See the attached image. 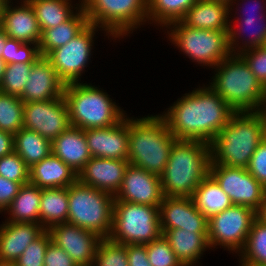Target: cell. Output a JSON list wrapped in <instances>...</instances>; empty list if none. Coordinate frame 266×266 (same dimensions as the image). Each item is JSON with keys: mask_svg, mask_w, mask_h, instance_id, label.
<instances>
[{"mask_svg": "<svg viewBox=\"0 0 266 266\" xmlns=\"http://www.w3.org/2000/svg\"><path fill=\"white\" fill-rule=\"evenodd\" d=\"M235 112L208 86L185 94L161 116L177 140L210 144Z\"/></svg>", "mask_w": 266, "mask_h": 266, "instance_id": "obj_1", "label": "cell"}, {"mask_svg": "<svg viewBox=\"0 0 266 266\" xmlns=\"http://www.w3.org/2000/svg\"><path fill=\"white\" fill-rule=\"evenodd\" d=\"M264 138L265 120L261 111L235 112L210 143V164L247 169Z\"/></svg>", "mask_w": 266, "mask_h": 266, "instance_id": "obj_2", "label": "cell"}, {"mask_svg": "<svg viewBox=\"0 0 266 266\" xmlns=\"http://www.w3.org/2000/svg\"><path fill=\"white\" fill-rule=\"evenodd\" d=\"M210 144L198 140H176L165 170L160 176L164 196L192 197L209 175Z\"/></svg>", "mask_w": 266, "mask_h": 266, "instance_id": "obj_3", "label": "cell"}, {"mask_svg": "<svg viewBox=\"0 0 266 266\" xmlns=\"http://www.w3.org/2000/svg\"><path fill=\"white\" fill-rule=\"evenodd\" d=\"M136 119H129V164L161 176L177 139L161 114Z\"/></svg>", "mask_w": 266, "mask_h": 266, "instance_id": "obj_4", "label": "cell"}, {"mask_svg": "<svg viewBox=\"0 0 266 266\" xmlns=\"http://www.w3.org/2000/svg\"><path fill=\"white\" fill-rule=\"evenodd\" d=\"M210 88L236 112L260 111L265 87L240 54H230L216 66Z\"/></svg>", "mask_w": 266, "mask_h": 266, "instance_id": "obj_5", "label": "cell"}, {"mask_svg": "<svg viewBox=\"0 0 266 266\" xmlns=\"http://www.w3.org/2000/svg\"><path fill=\"white\" fill-rule=\"evenodd\" d=\"M63 96L68 105L70 125L82 130L113 126L126 116L106 92L91 84H65Z\"/></svg>", "mask_w": 266, "mask_h": 266, "instance_id": "obj_6", "label": "cell"}, {"mask_svg": "<svg viewBox=\"0 0 266 266\" xmlns=\"http://www.w3.org/2000/svg\"><path fill=\"white\" fill-rule=\"evenodd\" d=\"M114 195L81 184L78 180L68 187L67 223L108 238L112 231Z\"/></svg>", "mask_w": 266, "mask_h": 266, "instance_id": "obj_7", "label": "cell"}, {"mask_svg": "<svg viewBox=\"0 0 266 266\" xmlns=\"http://www.w3.org/2000/svg\"><path fill=\"white\" fill-rule=\"evenodd\" d=\"M161 235L159 207L114 200L111 241L146 245Z\"/></svg>", "mask_w": 266, "mask_h": 266, "instance_id": "obj_8", "label": "cell"}, {"mask_svg": "<svg viewBox=\"0 0 266 266\" xmlns=\"http://www.w3.org/2000/svg\"><path fill=\"white\" fill-rule=\"evenodd\" d=\"M89 24L121 38L148 20V0H82Z\"/></svg>", "mask_w": 266, "mask_h": 266, "instance_id": "obj_9", "label": "cell"}, {"mask_svg": "<svg viewBox=\"0 0 266 266\" xmlns=\"http://www.w3.org/2000/svg\"><path fill=\"white\" fill-rule=\"evenodd\" d=\"M168 26L172 28L168 33L172 43L194 62L215 69L223 59L231 54L228 32L196 29L186 26L182 21Z\"/></svg>", "mask_w": 266, "mask_h": 266, "instance_id": "obj_10", "label": "cell"}, {"mask_svg": "<svg viewBox=\"0 0 266 266\" xmlns=\"http://www.w3.org/2000/svg\"><path fill=\"white\" fill-rule=\"evenodd\" d=\"M256 211L247 206L232 204L226 210L208 219L209 246L221 245L230 251L240 252L245 246Z\"/></svg>", "mask_w": 266, "mask_h": 266, "instance_id": "obj_11", "label": "cell"}, {"mask_svg": "<svg viewBox=\"0 0 266 266\" xmlns=\"http://www.w3.org/2000/svg\"><path fill=\"white\" fill-rule=\"evenodd\" d=\"M96 28L97 26L89 24L68 43L52 50L46 56L65 84L80 82V76L91 58Z\"/></svg>", "mask_w": 266, "mask_h": 266, "instance_id": "obj_12", "label": "cell"}, {"mask_svg": "<svg viewBox=\"0 0 266 266\" xmlns=\"http://www.w3.org/2000/svg\"><path fill=\"white\" fill-rule=\"evenodd\" d=\"M209 174L229 196L231 203L258 211L266 189L245 168L210 164Z\"/></svg>", "mask_w": 266, "mask_h": 266, "instance_id": "obj_13", "label": "cell"}, {"mask_svg": "<svg viewBox=\"0 0 266 266\" xmlns=\"http://www.w3.org/2000/svg\"><path fill=\"white\" fill-rule=\"evenodd\" d=\"M69 110L63 97L24 103L23 127L51 142L70 127Z\"/></svg>", "mask_w": 266, "mask_h": 266, "instance_id": "obj_14", "label": "cell"}, {"mask_svg": "<svg viewBox=\"0 0 266 266\" xmlns=\"http://www.w3.org/2000/svg\"><path fill=\"white\" fill-rule=\"evenodd\" d=\"M51 240L66 251L78 266H92L99 242L103 239L98 234L70 223L52 226L47 230Z\"/></svg>", "mask_w": 266, "mask_h": 266, "instance_id": "obj_15", "label": "cell"}, {"mask_svg": "<svg viewBox=\"0 0 266 266\" xmlns=\"http://www.w3.org/2000/svg\"><path fill=\"white\" fill-rule=\"evenodd\" d=\"M160 176L129 164L114 198L118 201L159 207L163 200Z\"/></svg>", "mask_w": 266, "mask_h": 266, "instance_id": "obj_16", "label": "cell"}, {"mask_svg": "<svg viewBox=\"0 0 266 266\" xmlns=\"http://www.w3.org/2000/svg\"><path fill=\"white\" fill-rule=\"evenodd\" d=\"M92 157L128 160L129 118L105 128L84 129Z\"/></svg>", "mask_w": 266, "mask_h": 266, "instance_id": "obj_17", "label": "cell"}, {"mask_svg": "<svg viewBox=\"0 0 266 266\" xmlns=\"http://www.w3.org/2000/svg\"><path fill=\"white\" fill-rule=\"evenodd\" d=\"M160 229L208 230V219L197 208L192 197L164 196L159 205Z\"/></svg>", "mask_w": 266, "mask_h": 266, "instance_id": "obj_18", "label": "cell"}, {"mask_svg": "<svg viewBox=\"0 0 266 266\" xmlns=\"http://www.w3.org/2000/svg\"><path fill=\"white\" fill-rule=\"evenodd\" d=\"M65 83L45 56H40L32 65L30 75L19 96L24 103L47 101L63 97Z\"/></svg>", "mask_w": 266, "mask_h": 266, "instance_id": "obj_19", "label": "cell"}, {"mask_svg": "<svg viewBox=\"0 0 266 266\" xmlns=\"http://www.w3.org/2000/svg\"><path fill=\"white\" fill-rule=\"evenodd\" d=\"M10 3L1 4L0 7V27L4 33L8 38L22 43L39 45L41 31L31 4L23 0L20 7L11 8Z\"/></svg>", "mask_w": 266, "mask_h": 266, "instance_id": "obj_20", "label": "cell"}, {"mask_svg": "<svg viewBox=\"0 0 266 266\" xmlns=\"http://www.w3.org/2000/svg\"><path fill=\"white\" fill-rule=\"evenodd\" d=\"M128 165V160L92 157L78 173L77 180L115 195L121 187Z\"/></svg>", "mask_w": 266, "mask_h": 266, "instance_id": "obj_21", "label": "cell"}, {"mask_svg": "<svg viewBox=\"0 0 266 266\" xmlns=\"http://www.w3.org/2000/svg\"><path fill=\"white\" fill-rule=\"evenodd\" d=\"M45 231L40 224L5 221L0 225V261L15 262Z\"/></svg>", "mask_w": 266, "mask_h": 266, "instance_id": "obj_22", "label": "cell"}, {"mask_svg": "<svg viewBox=\"0 0 266 266\" xmlns=\"http://www.w3.org/2000/svg\"><path fill=\"white\" fill-rule=\"evenodd\" d=\"M230 5L217 0H197L181 20L186 26L229 32Z\"/></svg>", "mask_w": 266, "mask_h": 266, "instance_id": "obj_23", "label": "cell"}, {"mask_svg": "<svg viewBox=\"0 0 266 266\" xmlns=\"http://www.w3.org/2000/svg\"><path fill=\"white\" fill-rule=\"evenodd\" d=\"M52 154L67 164L76 174L92 158L84 130L70 126L51 142Z\"/></svg>", "mask_w": 266, "mask_h": 266, "instance_id": "obj_24", "label": "cell"}, {"mask_svg": "<svg viewBox=\"0 0 266 266\" xmlns=\"http://www.w3.org/2000/svg\"><path fill=\"white\" fill-rule=\"evenodd\" d=\"M183 266H194L209 249L208 230L169 229L162 234ZM208 247V248H207Z\"/></svg>", "mask_w": 266, "mask_h": 266, "instance_id": "obj_25", "label": "cell"}, {"mask_svg": "<svg viewBox=\"0 0 266 266\" xmlns=\"http://www.w3.org/2000/svg\"><path fill=\"white\" fill-rule=\"evenodd\" d=\"M76 181V172L52 153L30 167L29 183L41 189L69 187Z\"/></svg>", "mask_w": 266, "mask_h": 266, "instance_id": "obj_26", "label": "cell"}, {"mask_svg": "<svg viewBox=\"0 0 266 266\" xmlns=\"http://www.w3.org/2000/svg\"><path fill=\"white\" fill-rule=\"evenodd\" d=\"M77 9L78 12L69 20L41 32L38 45L41 56L46 57L52 50L65 45L89 25L88 17L82 5H79Z\"/></svg>", "mask_w": 266, "mask_h": 266, "instance_id": "obj_27", "label": "cell"}, {"mask_svg": "<svg viewBox=\"0 0 266 266\" xmlns=\"http://www.w3.org/2000/svg\"><path fill=\"white\" fill-rule=\"evenodd\" d=\"M41 195L42 189L38 186L31 183L22 185L17 196L5 210L10 215L7 221L40 224Z\"/></svg>", "mask_w": 266, "mask_h": 266, "instance_id": "obj_28", "label": "cell"}, {"mask_svg": "<svg viewBox=\"0 0 266 266\" xmlns=\"http://www.w3.org/2000/svg\"><path fill=\"white\" fill-rule=\"evenodd\" d=\"M68 209V187L42 189L40 225L45 230L57 224L67 223Z\"/></svg>", "mask_w": 266, "mask_h": 266, "instance_id": "obj_29", "label": "cell"}, {"mask_svg": "<svg viewBox=\"0 0 266 266\" xmlns=\"http://www.w3.org/2000/svg\"><path fill=\"white\" fill-rule=\"evenodd\" d=\"M192 199L196 208L207 219L226 210L232 205L229 196L220 188L210 174L196 188Z\"/></svg>", "mask_w": 266, "mask_h": 266, "instance_id": "obj_30", "label": "cell"}, {"mask_svg": "<svg viewBox=\"0 0 266 266\" xmlns=\"http://www.w3.org/2000/svg\"><path fill=\"white\" fill-rule=\"evenodd\" d=\"M14 152L30 168L52 153L51 141L36 131L22 127L14 134Z\"/></svg>", "mask_w": 266, "mask_h": 266, "instance_id": "obj_31", "label": "cell"}, {"mask_svg": "<svg viewBox=\"0 0 266 266\" xmlns=\"http://www.w3.org/2000/svg\"><path fill=\"white\" fill-rule=\"evenodd\" d=\"M35 13L40 31L60 25L76 12L70 0H27Z\"/></svg>", "mask_w": 266, "mask_h": 266, "instance_id": "obj_32", "label": "cell"}, {"mask_svg": "<svg viewBox=\"0 0 266 266\" xmlns=\"http://www.w3.org/2000/svg\"><path fill=\"white\" fill-rule=\"evenodd\" d=\"M259 15L260 16L257 15L259 18L261 17L260 19L258 18L259 20H257V16L256 15L255 16L247 15V17H246V15H243V16H245V18L243 17V20H240V18H238L236 20L241 25V27H242L241 29H243L244 26L245 27H249V28L250 27L254 28V25H255L256 28L258 27L257 29H253L254 32H252V34L250 33L251 37L248 36L249 37L248 38L249 41H248V39H245L246 38V36H245V38H244V40H245L244 43L245 44L242 45V46H239L238 45L239 43H236V42H239L238 40H239V38H241V37H239L240 34H241V32H240L241 29H238V28L236 29V27L234 29V27H232L233 25H231V22L229 21L228 44H229V48H230V51H231L232 54H237V52L239 54V53H241L244 50H247V49H250V48H256V47H263L265 45V43H266V24L264 23V21L266 22V20L262 21V19H264V16H265L264 14L259 13ZM259 21H260V23H259ZM262 23H264V24H262ZM245 29L246 28H244V30ZM244 30H242V32H244ZM247 31H248V29H247ZM234 45L239 46V47H236ZM235 49L237 50V52H236ZM239 49H240V51H239Z\"/></svg>", "mask_w": 266, "mask_h": 266, "instance_id": "obj_33", "label": "cell"}, {"mask_svg": "<svg viewBox=\"0 0 266 266\" xmlns=\"http://www.w3.org/2000/svg\"><path fill=\"white\" fill-rule=\"evenodd\" d=\"M239 254L241 266H266V224L257 218L253 221Z\"/></svg>", "mask_w": 266, "mask_h": 266, "instance_id": "obj_34", "label": "cell"}, {"mask_svg": "<svg viewBox=\"0 0 266 266\" xmlns=\"http://www.w3.org/2000/svg\"><path fill=\"white\" fill-rule=\"evenodd\" d=\"M197 0H148V20L168 27L181 21Z\"/></svg>", "mask_w": 266, "mask_h": 266, "instance_id": "obj_35", "label": "cell"}, {"mask_svg": "<svg viewBox=\"0 0 266 266\" xmlns=\"http://www.w3.org/2000/svg\"><path fill=\"white\" fill-rule=\"evenodd\" d=\"M23 100L0 91V130L16 134L23 127Z\"/></svg>", "mask_w": 266, "mask_h": 266, "instance_id": "obj_36", "label": "cell"}, {"mask_svg": "<svg viewBox=\"0 0 266 266\" xmlns=\"http://www.w3.org/2000/svg\"><path fill=\"white\" fill-rule=\"evenodd\" d=\"M33 63L7 64L0 83V91L20 96L30 75Z\"/></svg>", "mask_w": 266, "mask_h": 266, "instance_id": "obj_37", "label": "cell"}, {"mask_svg": "<svg viewBox=\"0 0 266 266\" xmlns=\"http://www.w3.org/2000/svg\"><path fill=\"white\" fill-rule=\"evenodd\" d=\"M31 47H30V46ZM38 44L22 43L18 40L7 38L1 52V58L7 64L34 63L40 57Z\"/></svg>", "mask_w": 266, "mask_h": 266, "instance_id": "obj_38", "label": "cell"}, {"mask_svg": "<svg viewBox=\"0 0 266 266\" xmlns=\"http://www.w3.org/2000/svg\"><path fill=\"white\" fill-rule=\"evenodd\" d=\"M93 266H128L127 248L103 238L99 242Z\"/></svg>", "mask_w": 266, "mask_h": 266, "instance_id": "obj_39", "label": "cell"}, {"mask_svg": "<svg viewBox=\"0 0 266 266\" xmlns=\"http://www.w3.org/2000/svg\"><path fill=\"white\" fill-rule=\"evenodd\" d=\"M146 251L152 266H183L163 235L146 244Z\"/></svg>", "mask_w": 266, "mask_h": 266, "instance_id": "obj_40", "label": "cell"}, {"mask_svg": "<svg viewBox=\"0 0 266 266\" xmlns=\"http://www.w3.org/2000/svg\"><path fill=\"white\" fill-rule=\"evenodd\" d=\"M30 168L13 152L0 158V176L22 185L29 183Z\"/></svg>", "mask_w": 266, "mask_h": 266, "instance_id": "obj_41", "label": "cell"}, {"mask_svg": "<svg viewBox=\"0 0 266 266\" xmlns=\"http://www.w3.org/2000/svg\"><path fill=\"white\" fill-rule=\"evenodd\" d=\"M51 241L50 233L46 230L26 247L15 264L17 266H44L45 253Z\"/></svg>", "mask_w": 266, "mask_h": 266, "instance_id": "obj_42", "label": "cell"}, {"mask_svg": "<svg viewBox=\"0 0 266 266\" xmlns=\"http://www.w3.org/2000/svg\"><path fill=\"white\" fill-rule=\"evenodd\" d=\"M247 62L251 72L266 86V47L250 48L239 53Z\"/></svg>", "mask_w": 266, "mask_h": 266, "instance_id": "obj_43", "label": "cell"}, {"mask_svg": "<svg viewBox=\"0 0 266 266\" xmlns=\"http://www.w3.org/2000/svg\"><path fill=\"white\" fill-rule=\"evenodd\" d=\"M247 170L266 189V137L253 153Z\"/></svg>", "mask_w": 266, "mask_h": 266, "instance_id": "obj_44", "label": "cell"}, {"mask_svg": "<svg viewBox=\"0 0 266 266\" xmlns=\"http://www.w3.org/2000/svg\"><path fill=\"white\" fill-rule=\"evenodd\" d=\"M44 266H78L72 258L52 241L48 244Z\"/></svg>", "mask_w": 266, "mask_h": 266, "instance_id": "obj_45", "label": "cell"}, {"mask_svg": "<svg viewBox=\"0 0 266 266\" xmlns=\"http://www.w3.org/2000/svg\"><path fill=\"white\" fill-rule=\"evenodd\" d=\"M21 183L13 182L0 176V212L6 210L17 196Z\"/></svg>", "mask_w": 266, "mask_h": 266, "instance_id": "obj_46", "label": "cell"}, {"mask_svg": "<svg viewBox=\"0 0 266 266\" xmlns=\"http://www.w3.org/2000/svg\"><path fill=\"white\" fill-rule=\"evenodd\" d=\"M127 248L128 266H152L149 263L146 245L128 244Z\"/></svg>", "mask_w": 266, "mask_h": 266, "instance_id": "obj_47", "label": "cell"}, {"mask_svg": "<svg viewBox=\"0 0 266 266\" xmlns=\"http://www.w3.org/2000/svg\"><path fill=\"white\" fill-rule=\"evenodd\" d=\"M14 152V135L0 130V158Z\"/></svg>", "mask_w": 266, "mask_h": 266, "instance_id": "obj_48", "label": "cell"}, {"mask_svg": "<svg viewBox=\"0 0 266 266\" xmlns=\"http://www.w3.org/2000/svg\"><path fill=\"white\" fill-rule=\"evenodd\" d=\"M256 217L262 223L266 224V193L264 195V199L263 202L261 203L259 210L256 212Z\"/></svg>", "mask_w": 266, "mask_h": 266, "instance_id": "obj_49", "label": "cell"}, {"mask_svg": "<svg viewBox=\"0 0 266 266\" xmlns=\"http://www.w3.org/2000/svg\"><path fill=\"white\" fill-rule=\"evenodd\" d=\"M7 35L4 33V30L0 27V58H1V52L4 48L5 40L7 39Z\"/></svg>", "mask_w": 266, "mask_h": 266, "instance_id": "obj_50", "label": "cell"}, {"mask_svg": "<svg viewBox=\"0 0 266 266\" xmlns=\"http://www.w3.org/2000/svg\"><path fill=\"white\" fill-rule=\"evenodd\" d=\"M6 65H7V63L2 58H0V83H1L2 78H3V74L5 72Z\"/></svg>", "mask_w": 266, "mask_h": 266, "instance_id": "obj_51", "label": "cell"}, {"mask_svg": "<svg viewBox=\"0 0 266 266\" xmlns=\"http://www.w3.org/2000/svg\"><path fill=\"white\" fill-rule=\"evenodd\" d=\"M0 266H17L15 262L0 261Z\"/></svg>", "mask_w": 266, "mask_h": 266, "instance_id": "obj_52", "label": "cell"}, {"mask_svg": "<svg viewBox=\"0 0 266 266\" xmlns=\"http://www.w3.org/2000/svg\"><path fill=\"white\" fill-rule=\"evenodd\" d=\"M260 111H261L263 118L265 120V137H266V108H262Z\"/></svg>", "mask_w": 266, "mask_h": 266, "instance_id": "obj_53", "label": "cell"}, {"mask_svg": "<svg viewBox=\"0 0 266 266\" xmlns=\"http://www.w3.org/2000/svg\"><path fill=\"white\" fill-rule=\"evenodd\" d=\"M248 1H249V0H248ZM249 3H250V2H249ZM255 4H256V6H258V7L256 8V10H257V9L261 10V9L264 8V7H262V6L259 5V1H257V0H256V3H254V5H255ZM251 8H252V7H251ZM256 10H255V11H256ZM243 11H244V10H243ZM253 12H254V9H253ZM258 12H261V11H258ZM247 13H248V12H247ZM255 13H257V11H256ZM255 13H253V14L255 15ZM243 15H244V14H243ZM256 15H257V14H256Z\"/></svg>", "mask_w": 266, "mask_h": 266, "instance_id": "obj_54", "label": "cell"}, {"mask_svg": "<svg viewBox=\"0 0 266 266\" xmlns=\"http://www.w3.org/2000/svg\"><path fill=\"white\" fill-rule=\"evenodd\" d=\"M217 1H223V2H226L227 4H229L230 6H232L233 2L236 1V0H217Z\"/></svg>", "mask_w": 266, "mask_h": 266, "instance_id": "obj_55", "label": "cell"}, {"mask_svg": "<svg viewBox=\"0 0 266 266\" xmlns=\"http://www.w3.org/2000/svg\"><path fill=\"white\" fill-rule=\"evenodd\" d=\"M262 108H266V86H265V94H264V104Z\"/></svg>", "mask_w": 266, "mask_h": 266, "instance_id": "obj_56", "label": "cell"}, {"mask_svg": "<svg viewBox=\"0 0 266 266\" xmlns=\"http://www.w3.org/2000/svg\"><path fill=\"white\" fill-rule=\"evenodd\" d=\"M7 2H11L10 0H0V3L1 4H5V3H7Z\"/></svg>", "mask_w": 266, "mask_h": 266, "instance_id": "obj_57", "label": "cell"}]
</instances>
